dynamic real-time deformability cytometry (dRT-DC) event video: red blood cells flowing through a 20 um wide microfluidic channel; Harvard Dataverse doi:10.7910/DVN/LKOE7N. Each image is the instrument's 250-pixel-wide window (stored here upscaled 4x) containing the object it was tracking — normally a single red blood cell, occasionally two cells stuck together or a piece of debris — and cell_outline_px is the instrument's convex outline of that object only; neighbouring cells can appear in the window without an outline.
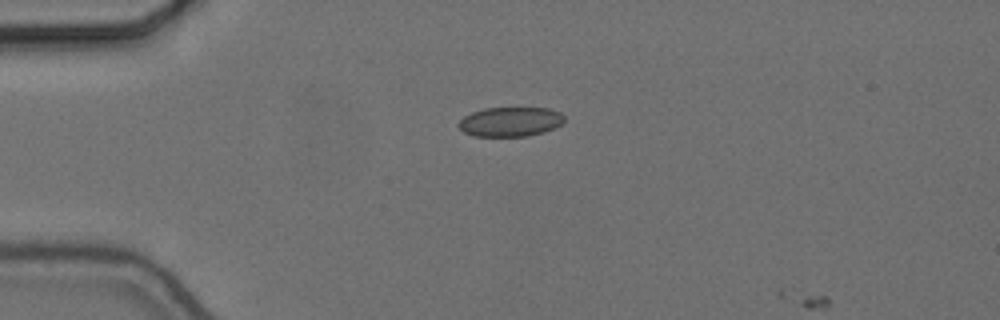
{"species": "common noctule bat (a hibernating species)", "species_latin": "Nyctalus noctula", "temperature_condition": "cold", "stored_images_in_passage": 2, "camera_frame_rate_fps": 3000, "um_per_image_px": 0.085, "animal": {"sex": "female", "body_mass_g": 24.6, "forearm_length_mm": 56.2}, "frame": {"image": 1, "passage_image": 1, "time_ms": 0.0, "image_size_px": [1000, 320], "cell_outline_px": [[564, 120], [556, 128], [544, 132], [528, 136], [472, 136], [464, 132], [456, 124], [464, 116], [472, 112], [484, 108], [548, 108], [560, 112], [564, 116]], "centroid_in_image_um": [43.37, 10.35], "position_along_channel_um": 41.6, "area_um2": 18.26}}